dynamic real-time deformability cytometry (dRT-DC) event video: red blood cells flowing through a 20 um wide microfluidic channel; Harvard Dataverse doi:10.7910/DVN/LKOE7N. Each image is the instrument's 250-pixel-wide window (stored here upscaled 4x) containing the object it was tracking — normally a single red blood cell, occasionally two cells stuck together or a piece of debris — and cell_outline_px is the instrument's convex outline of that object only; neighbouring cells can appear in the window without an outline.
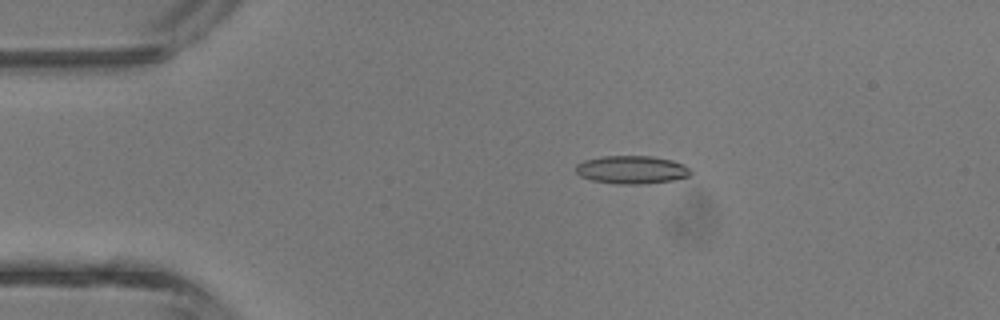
{"species": "common noctule bat (a hibernating species)", "species_latin": "Nyctalus noctula", "temperature_condition": "room temperature", "stored_images_in_passage": 44, "camera_frame_rate_fps": 3000, "um_per_image_px": 0.085, "animal": {"sex": "male", "body_mass_g": 13.3}, "frame": {"image": 1, "passage_image": 9, "time_ms": 2.667, "image_size_px": [1000, 320], "cell_outline_px": [[692, 172], [688, 176], [672, 180], [640, 184], [616, 184], [592, 180], [580, 176], [576, 172], [576, 164], [584, 160], [600, 156], [652, 156], [672, 160], [684, 164]], "centroid_in_image_um": [53.67, 14.42], "position_along_channel_um": 31.3, "area_um2": 18.79}}
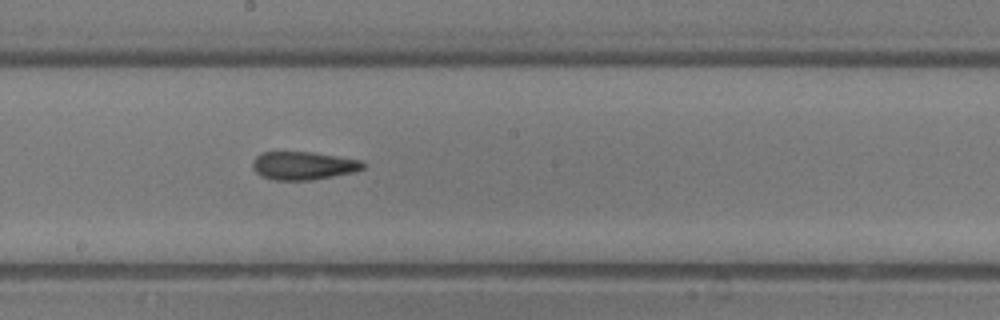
{"frame": {"image": 2, "passage_image": 24, "time_ms": 7.667, "image_size_px": [1000, 320], "cell_outline_px": [[364, 168], [356, 172], [312, 180], [276, 180], [260, 176], [252, 168], [252, 160], [256, 156], [264, 152], [312, 152], [364, 160]], "centroid_in_image_um": [25.8, 14.08], "position_along_channel_um": 222.4, "area_um2": 18.32}}
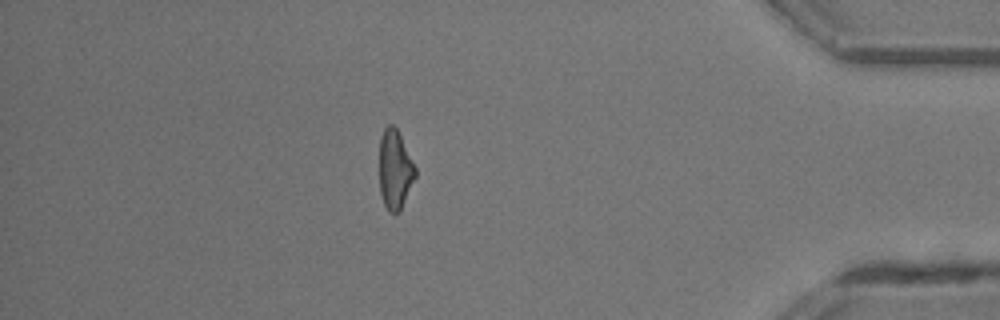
{"frame": {"image": 3, "passage_image": 38, "time_ms": 12.333, "image_size_px": [1000, 320], "cell_outline_px": [[416, 176], [400, 212], [388, 212], [384, 204], [380, 192], [380, 136], [384, 128], [388, 124], [392, 124], [396, 128], [416, 168]], "centroid_in_image_um": [33.57, 14.43], "position_along_channel_um": 401.6, "area_um2": 16.47}, "authors_computed_cell_mechanics": {"area_um2": 18.1781, "velocity_mm_per_s": 4.7859, "shape_relaxation_time_tau1_ms": 5.031, "shape_relaxation_time_tau2_ms": 3.1272, "deformation_change_tau1": 0.1589, "deformation_change_tau2": 0.1332}}